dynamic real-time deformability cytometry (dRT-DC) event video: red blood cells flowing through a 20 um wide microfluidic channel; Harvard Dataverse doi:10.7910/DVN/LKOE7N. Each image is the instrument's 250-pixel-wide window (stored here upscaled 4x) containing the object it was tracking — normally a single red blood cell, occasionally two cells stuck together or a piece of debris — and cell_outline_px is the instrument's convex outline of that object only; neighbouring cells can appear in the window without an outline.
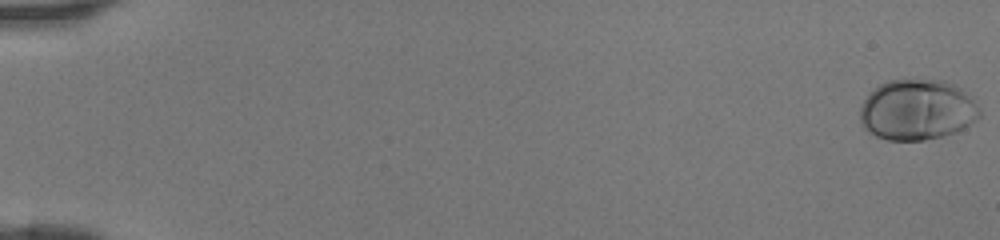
{"species": "human", "species_latin": "Homo sapiens", "temperature_condition": "room temperature", "stored_images_in_passage": 47, "camera_frame_rate_fps": 3000, "um_per_image_px": 0.085, "donor": {"sex": "female"}, "frame": {"image": 1, "passage_image": 1, "time_ms": 0.0, "image_size_px": [1000, 240], "cell_outline_px": [[980, 116], [976, 120], [964, 128], [956, 132], [944, 136], [924, 140], [888, 140], [876, 136], [868, 132], [864, 128], [860, 120], [860, 108], [864, 100], [880, 84], [888, 80], [944, 80], [960, 88], [980, 108]], "centroid_in_image_um": [77.95, 9.35], "position_along_channel_um": 7.0, "area_um2": 42.08}}
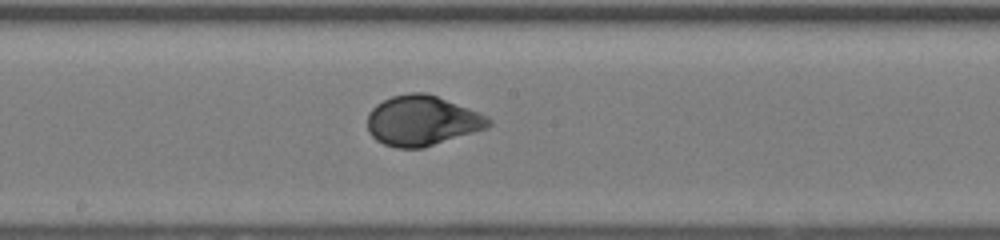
{"frame": {"image": 2, "passage_image": 27, "time_ms": 8.667, "image_size_px": [1000, 240], "cell_outline_px": [[492, 124], [488, 128], [424, 148], [396, 148], [384, 144], [376, 140], [368, 132], [368, 112], [376, 104], [392, 96], [408, 92], [424, 92], [436, 96], [488, 116], [492, 120]], "centroid_in_image_um": [35.87, 10.27], "position_along_channel_um": 212.3, "area_um2": 35.43}}
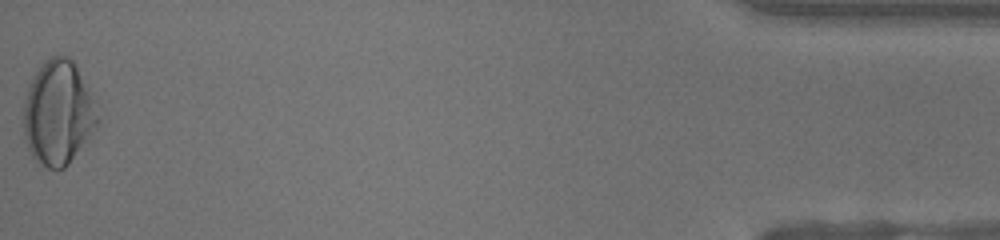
{"frame": {"image": 3, "passage_image": 47, "time_ms": 15.333, "image_size_px": [1000, 240], "cell_outline_px": [[100, 120], [92, 132], [68, 164], [64, 168], [48, 168], [36, 160], [32, 156], [28, 148], [24, 136], [24, 100], [28, 84], [44, 60], [52, 56], [68, 56], [76, 64], [96, 100]], "centroid_in_image_um": [4.96, 9.55], "position_along_channel_um": 430.2, "area_um2": 45.14}}